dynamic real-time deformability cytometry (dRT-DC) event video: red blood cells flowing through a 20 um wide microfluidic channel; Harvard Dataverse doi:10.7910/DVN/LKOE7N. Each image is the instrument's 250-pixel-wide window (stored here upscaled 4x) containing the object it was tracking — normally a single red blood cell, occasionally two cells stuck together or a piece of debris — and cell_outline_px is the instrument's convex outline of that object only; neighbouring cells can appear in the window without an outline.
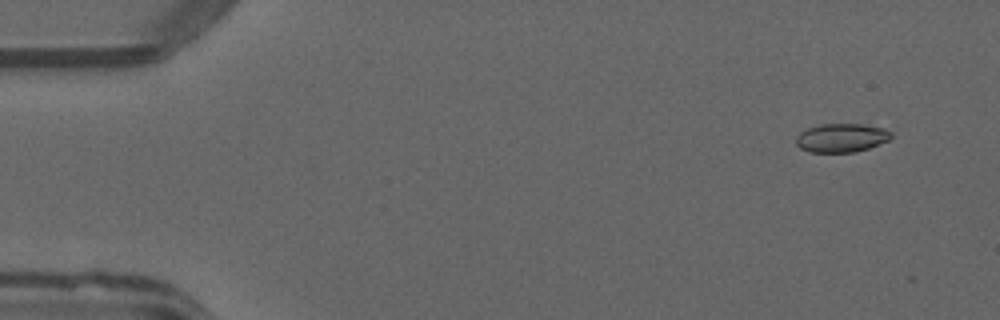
{"species": "common noctule bat (a hibernating species)", "species_latin": "Nyctalus noctula", "temperature_condition": "warm", "stored_images_in_passage": 12, "camera_frame_rate_fps": 3000, "um_per_image_px": 0.085, "animal": {"sex": "male", "forearm_length_mm": 52.5}, "frame": {"image": 1, "passage_image": 4, "time_ms": 1.0, "image_size_px": [1000, 320], "cell_outline_px": [[892, 136], [888, 140], [868, 148], [856, 152], [808, 152], [800, 148], [796, 144], [796, 136], [800, 132], [808, 128], [820, 124], [864, 124], [884, 128], [892, 132]], "centroid_in_image_um": [71.51, 11.71], "position_along_channel_um": 13.5, "area_um2": 15.95}}